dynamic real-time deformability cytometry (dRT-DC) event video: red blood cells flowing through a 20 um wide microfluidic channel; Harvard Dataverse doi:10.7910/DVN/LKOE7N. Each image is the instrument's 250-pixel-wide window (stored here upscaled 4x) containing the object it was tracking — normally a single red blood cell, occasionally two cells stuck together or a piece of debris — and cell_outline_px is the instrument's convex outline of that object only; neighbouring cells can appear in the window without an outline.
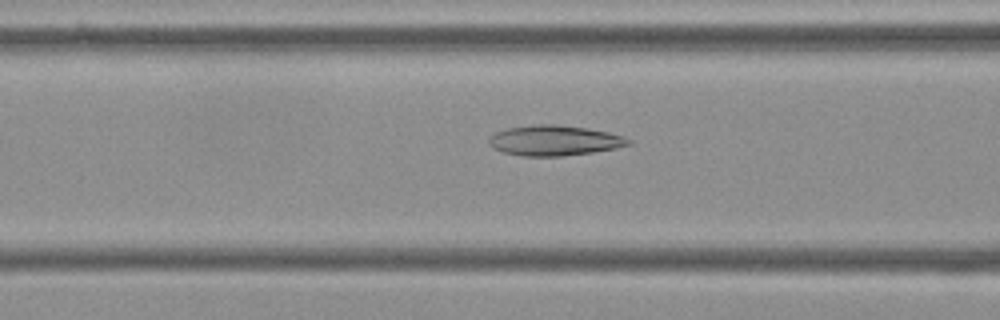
{"species": "Egyptian fruit bat (a non-hibernating species)", "species_latin": "Rousettus aegyptiacus", "temperature_condition": "cold", "stored_images_in_passage": 22, "camera_frame_rate_fps": 3000, "um_per_image_px": 0.085, "frame": {"image": 1, "passage_image": 16, "time_ms": 5.0, "image_size_px": [1000, 320], "cell_outline_px": [[632, 144], [616, 148], [592, 152], [560, 156], [520, 156], [504, 152], [492, 148], [488, 144], [488, 140], [496, 132], [508, 128], [536, 124], [556, 124], [588, 128], [608, 132], [624, 136], [632, 140]], "centroid_in_image_um": [47.14, 11.94], "position_along_channel_um": 119.5, "area_um2": 24.68}}
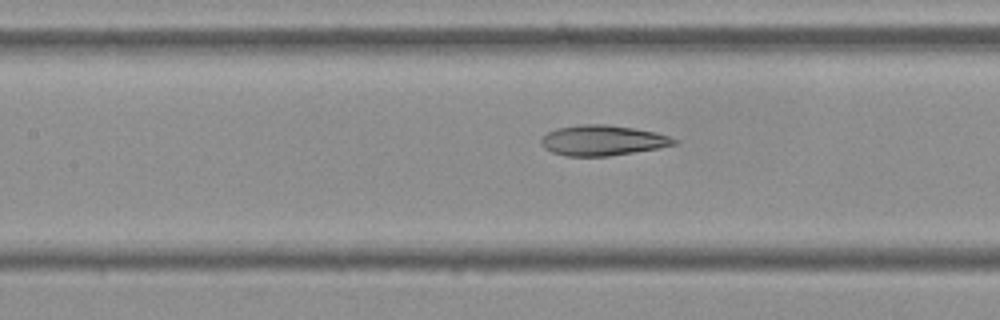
{"frame": {"image": 2, "passage_image": 19, "time_ms": 6.0, "image_size_px": [1000, 320], "cell_outline_px": [[680, 140], [676, 144], [660, 148], [608, 156], [564, 156], [552, 152], [544, 148], [540, 144], [540, 140], [548, 132], [556, 128], [580, 124], [608, 124], [636, 128], [656, 132]], "centroid_in_image_um": [51.23, 11.93], "position_along_channel_um": 156.2, "area_um2": 23.76}}